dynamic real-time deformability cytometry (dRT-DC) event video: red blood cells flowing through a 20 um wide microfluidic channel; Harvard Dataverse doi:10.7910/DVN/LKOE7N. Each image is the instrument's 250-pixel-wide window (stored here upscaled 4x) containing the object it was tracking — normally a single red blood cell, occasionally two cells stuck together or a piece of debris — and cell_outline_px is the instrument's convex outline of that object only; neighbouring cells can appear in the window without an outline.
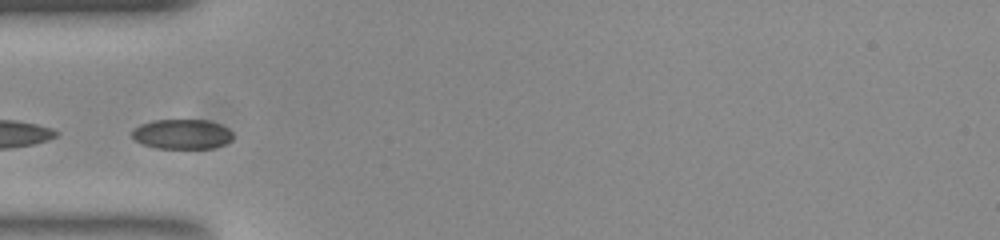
{"species": "common noctule bat (a hibernating species)", "species_latin": "Nyctalus noctula", "temperature_condition": "room temperature", "stored_images_in_passage": 9, "camera_frame_rate_fps": 3000, "um_per_image_px": 0.085, "animal": {"sex": "female", "body_mass_g": 23.0, "forearm_length_mm": 53.4}, "frame": {"image": 1, "passage_image": 1, "time_ms": 0.0, "image_size_px": [1000, 240], "cell_outline_px": [[232, 140], [224, 144], [212, 148], [156, 148], [144, 144], [136, 140], [132, 136], [132, 128], [140, 124], [152, 120], [208, 120], [220, 124], [228, 128], [232, 132]], "centroid_in_image_um": [15.47, 11.39], "position_along_channel_um": 69.5, "area_um2": 17.57}}
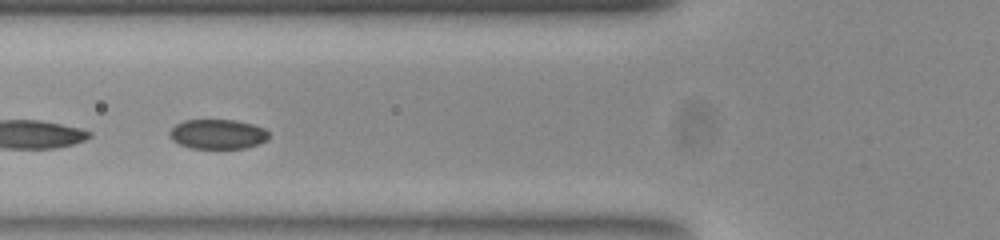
{"frame": {"image": 2, "passage_image": 4, "time_ms": 1.0, "image_size_px": [1000, 240], "cell_outline_px": [[268, 140], [260, 144], [244, 148], [192, 148], [180, 144], [172, 140], [168, 136], [168, 132], [176, 124], [184, 120], [236, 120], [252, 124], [264, 128], [268, 132]], "centroid_in_image_um": [18.5, 11.4], "position_along_channel_um": 107.3, "area_um2": 17.22}}